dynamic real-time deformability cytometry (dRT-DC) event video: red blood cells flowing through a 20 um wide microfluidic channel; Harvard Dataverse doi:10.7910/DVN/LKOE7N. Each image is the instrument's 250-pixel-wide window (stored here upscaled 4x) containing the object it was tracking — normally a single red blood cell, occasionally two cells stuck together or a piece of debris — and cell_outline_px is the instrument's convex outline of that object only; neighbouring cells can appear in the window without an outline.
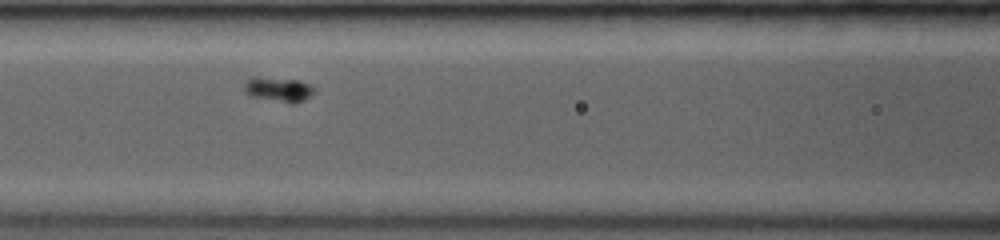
{"species": "common noctule bat (a hibernating species)", "species_latin": "Nyctalus noctula", "temperature_condition": "room temperature", "stored_images_in_passage": 36, "camera_frame_rate_fps": 3500, "um_per_image_px": 0.085, "animal": {"sex": "female", "body_mass_g": 19.0, "forearm_length_mm": 53.3}, "frame": {"image": 1, "passage_image": 11, "time_ms": 2.857, "image_size_px": [1000, 240], "cell_outline_px": [[312, 92], [304, 100], [292, 104], [248, 96], [244, 92], [244, 80], [252, 76], [256, 76], [300, 80], [308, 84], [312, 88]], "centroid_in_image_um": [23.56, 7.58], "position_along_channel_um": 143.0, "area_um2": 10.17}}
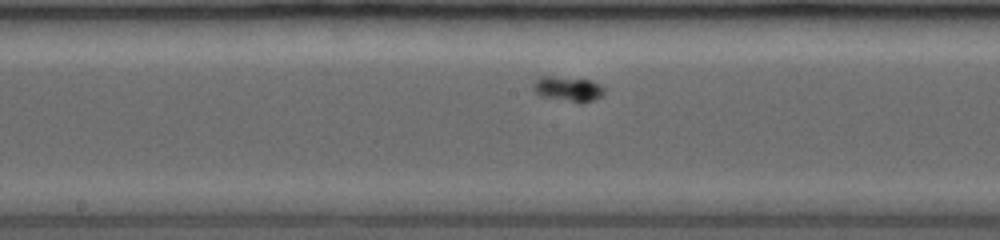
{"frame": {"image": 2, "passage_image": 16, "time_ms": 4.286, "image_size_px": [1000, 240], "cell_outline_px": [[604, 92], [600, 96], [592, 100], [580, 104], [540, 96], [536, 92], [532, 84], [540, 76], [552, 76], [592, 80], [600, 84], [604, 88]], "centroid_in_image_um": [48.28, 7.56], "position_along_channel_um": 199.9, "area_um2": 10.4}}